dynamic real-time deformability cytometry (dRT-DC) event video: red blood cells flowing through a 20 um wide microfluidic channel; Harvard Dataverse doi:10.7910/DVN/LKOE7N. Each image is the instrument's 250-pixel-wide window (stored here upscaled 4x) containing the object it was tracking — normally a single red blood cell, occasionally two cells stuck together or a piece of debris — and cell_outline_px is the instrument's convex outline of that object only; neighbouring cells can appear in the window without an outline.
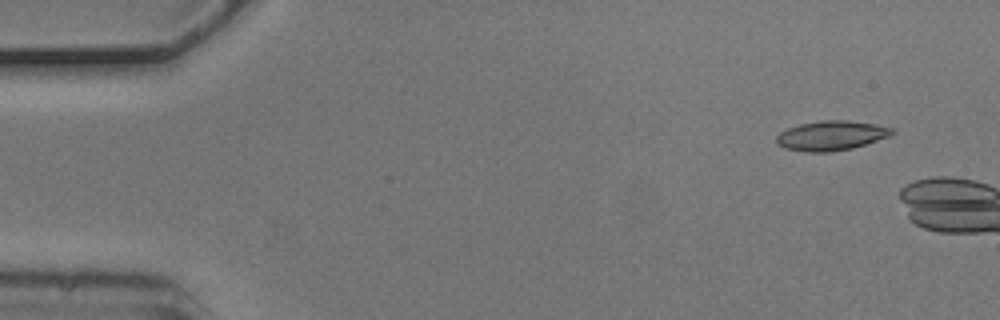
{"species": "common noctule bat (a hibernating species)", "species_latin": "Nyctalus noctula", "temperature_condition": "cold", "stored_images_in_passage": 4, "camera_frame_rate_fps": 3000, "um_per_image_px": 0.085, "animal": {"sex": "male", "body_mass_g": 20.5, "forearm_length_mm": 52.5}, "frame": {"image": 1, "passage_image": 1, "time_ms": 0.0, "image_size_px": [1000, 320], "cell_outline_px": [[892, 132], [888, 136], [852, 148], [832, 152], [808, 152], [784, 148], [776, 144], [776, 136], [780, 132], [788, 128], [800, 124], [820, 120], [848, 120], [872, 124], [892, 128]], "centroid_in_image_um": [70.57, 11.53], "position_along_channel_um": 14.4, "area_um2": 19.71}}